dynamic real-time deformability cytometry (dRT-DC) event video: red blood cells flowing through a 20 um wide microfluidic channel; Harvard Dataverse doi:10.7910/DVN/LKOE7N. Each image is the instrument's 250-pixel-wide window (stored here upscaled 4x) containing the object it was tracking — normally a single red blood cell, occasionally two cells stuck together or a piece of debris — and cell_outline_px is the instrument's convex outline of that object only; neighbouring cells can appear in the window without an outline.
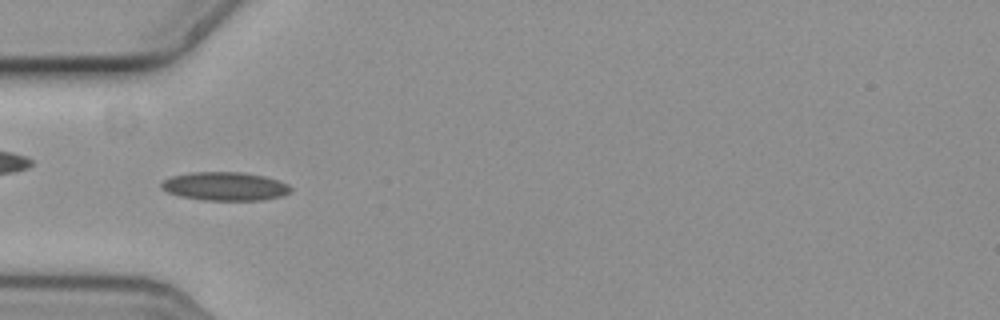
{"species": "common noctule bat (a hibernating species)", "species_latin": "Nyctalus noctula", "temperature_condition": "cold", "stored_images_in_passage": 47, "camera_frame_rate_fps": 3000, "um_per_image_px": 0.085, "animal": {"sex": "female", "body_mass_g": 19.3, "forearm_length_mm": 54.1}, "frame": {"image": 1, "passage_image": 8, "time_ms": 2.333, "image_size_px": [1000, 320], "cell_outline_px": [[292, 192], [280, 196], [264, 200], [200, 200], [180, 196], [168, 192], [160, 188], [160, 184], [164, 180], [172, 176], [192, 172], [244, 172], [264, 176], [288, 184], [292, 188]], "centroid_in_image_um": [19.12, 15.84], "position_along_channel_um": 65.9, "area_um2": 21.56}}
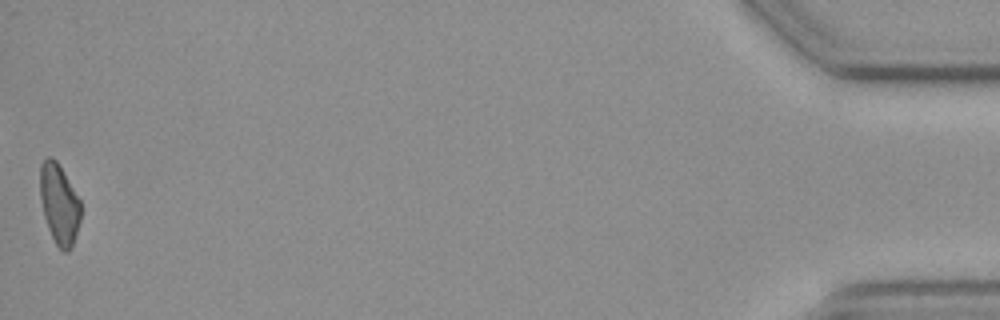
{"frame": {"image": 2, "passage_image": 47, "time_ms": 15.333, "image_size_px": [1000, 320], "cell_outline_px": [[80, 220], [72, 248], [68, 252], [64, 252], [56, 244], [48, 228], [44, 216], [40, 196], [40, 164], [48, 156], [52, 156], [56, 160], [80, 200]], "centroid_in_image_um": [5.03, 17.35], "position_along_channel_um": 430.2, "area_um2": 18.84}, "authors_computed_cell_mechanics": {"area_um2": 20.2878, "velocity_mm_per_s": 3.5948, "shape_relaxation_time_tau1_ms": 9.1387, "shape_relaxation_time_tau2_ms": null, "deformation_change_tau1": 0.1619, "deformation_change_tau2": null}}